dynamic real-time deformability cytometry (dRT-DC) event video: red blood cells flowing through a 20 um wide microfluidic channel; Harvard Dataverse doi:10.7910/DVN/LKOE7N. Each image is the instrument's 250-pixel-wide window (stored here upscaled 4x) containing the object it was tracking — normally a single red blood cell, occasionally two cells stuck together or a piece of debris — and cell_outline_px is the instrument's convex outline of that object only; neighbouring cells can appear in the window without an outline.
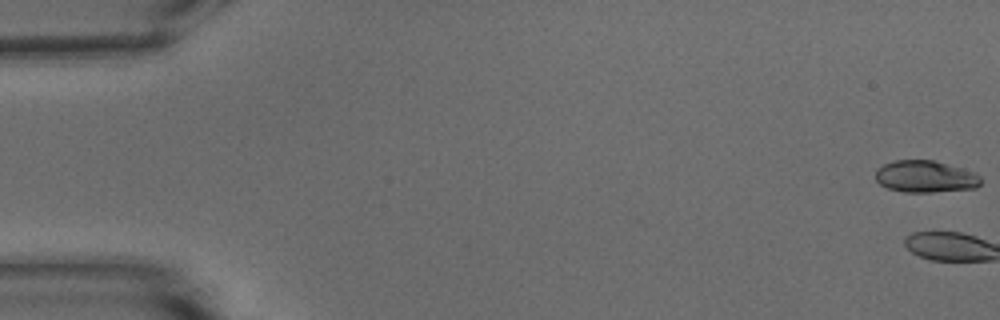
{"species": "common noctule bat (a hibernating species)", "species_latin": "Nyctalus noctula", "temperature_condition": "warm", "stored_images_in_passage": 2, "camera_frame_rate_fps": 3000, "um_per_image_px": 0.085, "animal": {"sex": "male", "body_mass_g": 15.6}, "frame": {"image": 1, "passage_image": 1, "time_ms": 0.0, "image_size_px": [1000, 320], "cell_outline_px": [[980, 184], [976, 188], [932, 192], [904, 192], [888, 188], [880, 184], [876, 180], [876, 168], [884, 164], [896, 160], [932, 160], [960, 168], [972, 172], [980, 176]], "centroid_in_image_um": [78.62, 15.01], "position_along_channel_um": 6.4, "area_um2": 19.36}}